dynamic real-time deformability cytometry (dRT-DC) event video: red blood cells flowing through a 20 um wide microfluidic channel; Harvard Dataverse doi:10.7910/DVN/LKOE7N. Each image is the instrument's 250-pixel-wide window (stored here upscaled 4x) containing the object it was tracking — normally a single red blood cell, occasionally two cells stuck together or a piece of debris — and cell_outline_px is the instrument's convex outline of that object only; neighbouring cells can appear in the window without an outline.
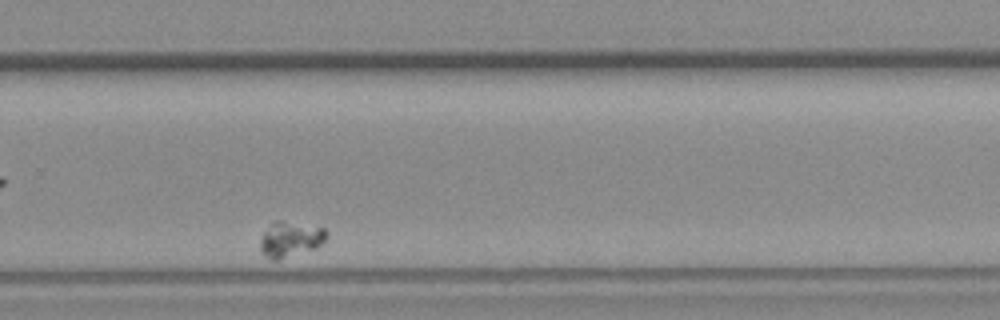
{"species": "common noctule bat (a hibernating species)", "species_latin": "Nyctalus noctula", "temperature_condition": "room temperature", "stored_images_in_passage": 52, "camera_frame_rate_fps": 3000, "um_per_image_px": 0.085, "animal": {"sex": "female", "body_mass_g": 19.3, "forearm_length_mm": 54.1}, "frame": {"image": 1, "passage_image": 37, "time_ms": 12.0, "image_size_px": [1000, 320], "cell_outline_px": [[328, 236], [316, 248], [280, 260], [272, 260], [260, 252], [260, 240], [264, 232], [276, 220], [280, 220], [324, 228], [328, 232]], "centroid_in_image_um": [24.68, 20.35], "position_along_channel_um": 305.1, "area_um2": 13.64}}